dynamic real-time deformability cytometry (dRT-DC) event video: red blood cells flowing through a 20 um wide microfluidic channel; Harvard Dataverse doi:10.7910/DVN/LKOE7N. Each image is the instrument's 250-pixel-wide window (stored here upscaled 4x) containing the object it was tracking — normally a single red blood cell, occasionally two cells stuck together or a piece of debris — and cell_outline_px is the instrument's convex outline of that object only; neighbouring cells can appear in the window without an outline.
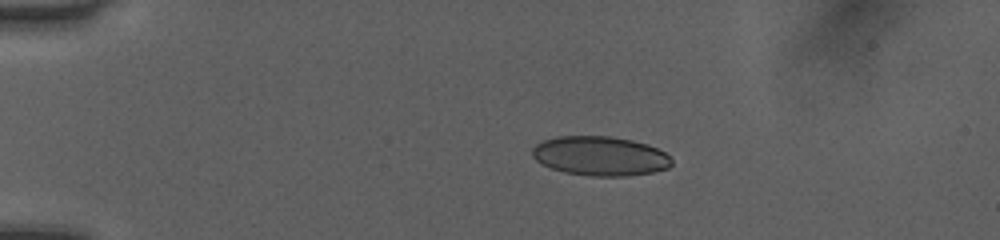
{"species": "human", "species_latin": "Homo sapiens", "temperature_condition": "room temperature", "stored_images_in_passage": 15, "camera_frame_rate_fps": 3000, "um_per_image_px": 0.085, "donor": {"sex": "female"}, "frame": {"image": 1, "passage_image": 1, "time_ms": 0.0, "image_size_px": [1000, 240], "cell_outline_px": [[672, 164], [668, 168], [652, 172], [628, 176], [588, 176], [564, 172], [540, 164], [532, 156], [532, 148], [536, 144], [544, 140], [556, 136], [612, 136], [632, 140], [648, 144], [664, 152], [672, 160]], "centroid_in_image_um": [50.99, 13.26], "position_along_channel_um": 34.0, "area_um2": 32.14}}
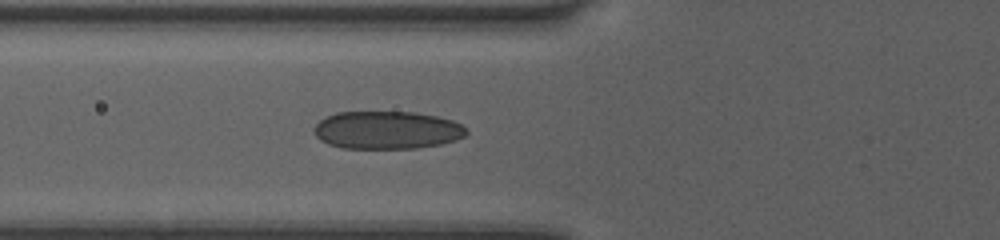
{"frame": {"image": 2, "passage_image": 9, "time_ms": 2.667, "image_size_px": [1000, 240], "cell_outline_px": [[468, 132], [464, 136], [456, 140], [440, 144], [416, 148], [340, 148], [328, 144], [320, 140], [316, 136], [312, 128], [320, 120], [336, 112], [416, 112], [436, 116], [452, 120], [460, 124]], "centroid_in_image_um": [32.87, 11.06], "position_along_channel_um": 92.9, "area_um2": 33.64}}
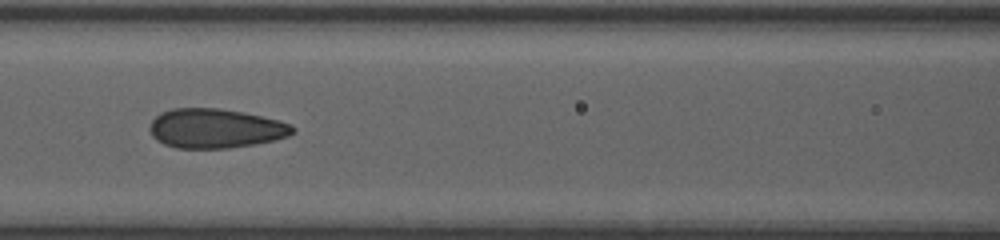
{"frame": {"image": 3, "passage_image": 13, "time_ms": 4.0, "image_size_px": [1000, 240], "cell_outline_px": [[296, 132], [288, 136], [256, 144], [228, 148], [176, 148], [164, 144], [156, 140], [152, 136], [148, 128], [152, 120], [160, 112], [172, 108], [216, 108], [244, 112], [292, 124], [296, 128]], "centroid_in_image_um": [18.29, 10.91], "position_along_channel_um": 148.3, "area_um2": 32.95}}